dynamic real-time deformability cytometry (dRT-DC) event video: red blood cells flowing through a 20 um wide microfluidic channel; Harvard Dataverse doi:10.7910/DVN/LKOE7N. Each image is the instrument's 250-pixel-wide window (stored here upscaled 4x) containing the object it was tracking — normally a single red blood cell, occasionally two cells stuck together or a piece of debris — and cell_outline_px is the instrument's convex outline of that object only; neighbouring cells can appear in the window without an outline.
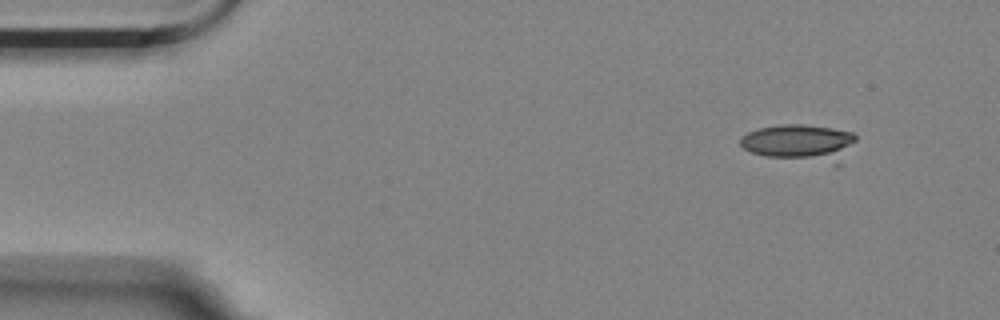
{"species": "Egyptian fruit bat (a non-hibernating species)", "species_latin": "Rousettus aegyptiacus", "temperature_condition": "room temperature", "stored_images_in_passage": 5, "segment_of_instrument_passage": [2, 2], "camera_frame_rate_fps": 3000, "um_per_image_px": 0.085, "animal": {"sex": "female"}, "frame": {"image": 1, "passage_image": 5, "time_ms": 1.333, "image_size_px": [1000, 320], "cell_outline_px": [[856, 140], [840, 168], [836, 168], [764, 156], [752, 152], [744, 148], [740, 144], [740, 140], [748, 132], [760, 128], [780, 124], [800, 124], [832, 128], [852, 132], [856, 136]], "centroid_in_image_um": [68.11, 12.22], "position_along_channel_um": 16.9, "area_um2": 26.13}}